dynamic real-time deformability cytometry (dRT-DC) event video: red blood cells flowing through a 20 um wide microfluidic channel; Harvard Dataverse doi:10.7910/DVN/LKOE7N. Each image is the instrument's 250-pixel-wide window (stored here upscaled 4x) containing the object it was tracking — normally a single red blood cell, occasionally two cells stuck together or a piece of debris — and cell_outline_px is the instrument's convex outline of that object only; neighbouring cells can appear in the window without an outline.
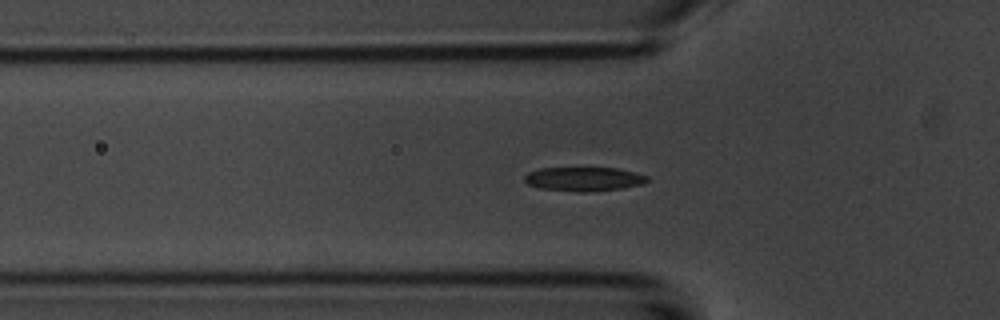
{"species": "common noctule bat (a hibernating species)", "species_latin": "Nyctalus noctula", "temperature_condition": "room temperature", "stored_images_in_passage": 47, "camera_frame_rate_fps": 3000, "um_per_image_px": 0.085, "animal": {"sex": "male", "body_mass_g": 20.1, "forearm_length_mm": 53.5}, "frame": {"image": 1, "passage_image": 10, "time_ms": 3.0, "image_size_px": [1000, 320], "cell_outline_px": [[648, 180], [644, 184], [620, 188], [584, 192], [580, 192], [540, 188], [528, 184], [524, 180], [524, 176], [528, 172], [540, 168], [616, 168], [636, 172], [648, 176]], "centroid_in_image_um": [49.63, 15.21], "position_along_channel_um": 76.2, "area_um2": 17.11}}
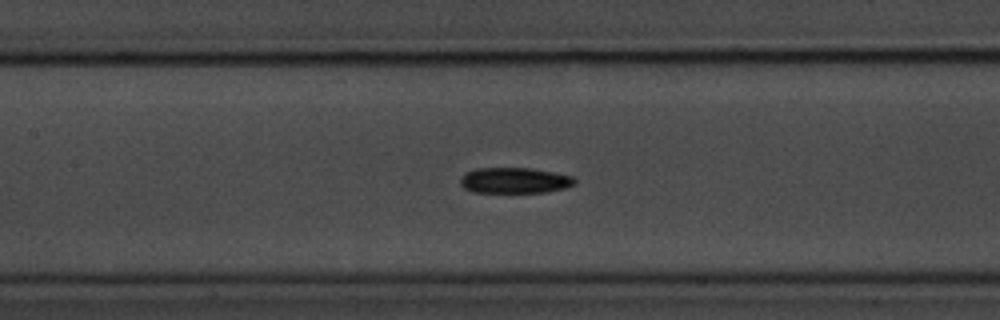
{"frame": {"image": 2, "passage_image": 17, "time_ms": 5.333, "image_size_px": [1000, 320], "cell_outline_px": [[576, 184], [564, 188], [548, 192], [472, 192], [464, 188], [460, 184], [460, 176], [464, 172], [476, 168], [532, 168], [572, 176], [576, 180]], "centroid_in_image_um": [43.71, 15.33], "position_along_channel_um": 163.7, "area_um2": 17.28}}
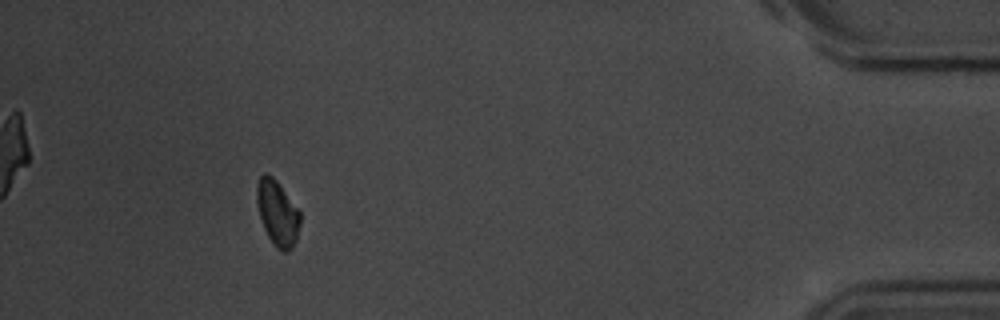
{"frame": {"image": 3, "passage_image": 42, "time_ms": 13.667, "image_size_px": [1000, 320], "cell_outline_px": [[300, 224], [296, 240], [292, 248], [288, 252], [284, 252], [276, 248], [272, 244], [264, 228], [260, 216], [256, 200], [256, 188], [260, 176], [264, 172], [272, 176], [276, 180], [300, 212]], "centroid_in_image_um": [23.58, 18.13], "position_along_channel_um": 411.6, "area_um2": 16.42}, "authors_computed_cell_mechanics": {"area_um2": 17.1088, "velocity_mm_per_s": 3.708, "shape_relaxation_time_tau1_ms": 2.8007, "shape_relaxation_time_tau2_ms": null, "deformation_change_tau1": 0.1045, "deformation_change_tau2": null}}